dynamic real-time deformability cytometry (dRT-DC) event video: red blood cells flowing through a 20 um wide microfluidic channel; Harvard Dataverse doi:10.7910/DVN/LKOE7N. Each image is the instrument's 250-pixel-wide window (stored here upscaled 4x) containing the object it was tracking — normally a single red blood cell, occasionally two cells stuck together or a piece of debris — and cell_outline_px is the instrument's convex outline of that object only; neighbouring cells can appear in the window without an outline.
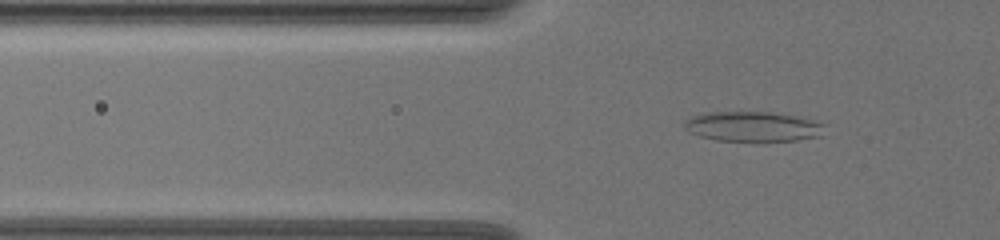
{"species": "common noctule bat (a hibernating species)", "species_latin": "Nyctalus noctula", "temperature_condition": "warm", "stored_images_in_passage": 42, "camera_frame_rate_fps": 3000, "um_per_image_px": 0.085, "animal": {"sex": "female", "body_mass_g": 19.5, "forearm_length_mm": 54.1}, "frame": {"image": 1, "passage_image": 4, "time_ms": 1.0, "image_size_px": [1000, 240], "cell_outline_px": [[828, 124], [824, 136], [796, 140], [764, 144], [756, 144], [716, 140], [700, 136], [688, 132], [684, 128], [684, 120], [688, 116], [704, 112], [768, 112], [792, 116], [812, 120]], "centroid_in_image_um": [64.01, 10.81], "position_along_channel_um": 61.8, "area_um2": 25.89}}
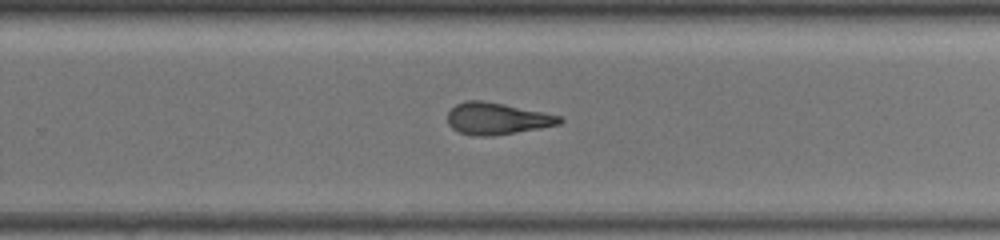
{"frame": {"image": 2, "passage_image": 24, "time_ms": 7.667, "image_size_px": [1000, 240], "cell_outline_px": [[564, 120], [560, 124], [540, 128], [492, 136], [472, 136], [460, 132], [452, 128], [448, 124], [448, 112], [456, 104], [468, 100], [484, 100], [544, 112], [560, 116]], "centroid_in_image_um": [42.24, 10.08], "position_along_channel_um": 287.6, "area_um2": 20.75}}
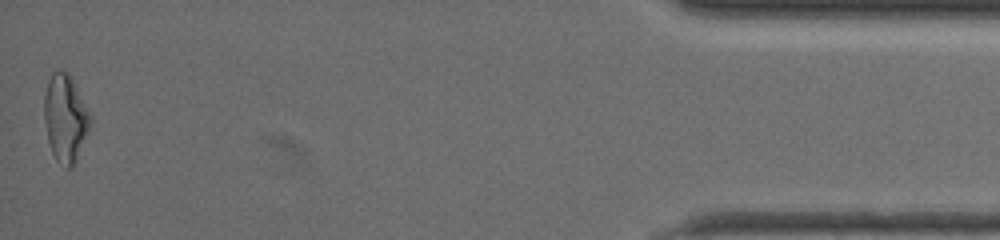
{"frame": {"image": 3, "passage_image": 42, "time_ms": 13.667, "image_size_px": [1000, 240], "cell_outline_px": [[92, 124], [72, 168], [64, 168], [56, 160], [52, 152], [48, 140], [44, 120], [44, 96], [48, 80], [52, 72], [56, 68], [68, 72], [72, 76], [92, 116]], "centroid_in_image_um": [5.57, 10.0], "position_along_channel_um": 429.6, "area_um2": 23.93}, "authors_computed_cell_mechanics": {"area_um2": 21.386, "velocity_mm_per_s": 3.5991, "shape_relaxation_time_tau1_ms": null, "shape_relaxation_time_tau2_ms": 2.7471, "deformation_change_tau1": null, "deformation_change_tau2": 0.1156}}